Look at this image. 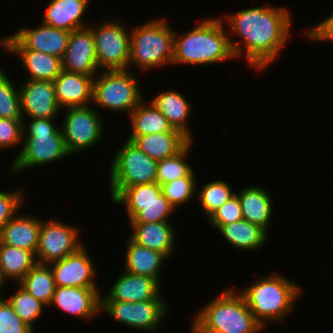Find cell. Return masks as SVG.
<instances>
[{
    "label": "cell",
    "mask_w": 333,
    "mask_h": 333,
    "mask_svg": "<svg viewBox=\"0 0 333 333\" xmlns=\"http://www.w3.org/2000/svg\"><path fill=\"white\" fill-rule=\"evenodd\" d=\"M241 219H243L241 204L238 195L235 194L219 207L207 221L212 225H228Z\"/></svg>",
    "instance_id": "f35d334b"
},
{
    "label": "cell",
    "mask_w": 333,
    "mask_h": 333,
    "mask_svg": "<svg viewBox=\"0 0 333 333\" xmlns=\"http://www.w3.org/2000/svg\"><path fill=\"white\" fill-rule=\"evenodd\" d=\"M69 31L53 28L41 22L36 28L21 27L17 32L4 36L0 40L3 50H34L63 57L67 48Z\"/></svg>",
    "instance_id": "4fadbf2b"
},
{
    "label": "cell",
    "mask_w": 333,
    "mask_h": 333,
    "mask_svg": "<svg viewBox=\"0 0 333 333\" xmlns=\"http://www.w3.org/2000/svg\"><path fill=\"white\" fill-rule=\"evenodd\" d=\"M22 116L28 118H55L62 109L55 97L52 81L26 80L20 88Z\"/></svg>",
    "instance_id": "e0dca14e"
},
{
    "label": "cell",
    "mask_w": 333,
    "mask_h": 333,
    "mask_svg": "<svg viewBox=\"0 0 333 333\" xmlns=\"http://www.w3.org/2000/svg\"><path fill=\"white\" fill-rule=\"evenodd\" d=\"M112 202L126 206L129 223L168 221L175 211L157 182L125 187Z\"/></svg>",
    "instance_id": "9c48e42d"
},
{
    "label": "cell",
    "mask_w": 333,
    "mask_h": 333,
    "mask_svg": "<svg viewBox=\"0 0 333 333\" xmlns=\"http://www.w3.org/2000/svg\"><path fill=\"white\" fill-rule=\"evenodd\" d=\"M193 318L192 333H258L263 326L254 318L242 294L225 288ZM236 290V291H235ZM238 293V294H237Z\"/></svg>",
    "instance_id": "3957f363"
},
{
    "label": "cell",
    "mask_w": 333,
    "mask_h": 333,
    "mask_svg": "<svg viewBox=\"0 0 333 333\" xmlns=\"http://www.w3.org/2000/svg\"><path fill=\"white\" fill-rule=\"evenodd\" d=\"M224 23L221 17H208L183 35L174 30L172 65L204 66L235 58Z\"/></svg>",
    "instance_id": "7a4b0ae2"
},
{
    "label": "cell",
    "mask_w": 333,
    "mask_h": 333,
    "mask_svg": "<svg viewBox=\"0 0 333 333\" xmlns=\"http://www.w3.org/2000/svg\"><path fill=\"white\" fill-rule=\"evenodd\" d=\"M80 231V228L60 220H42L35 254L37 263L49 265L76 252L83 246L79 240Z\"/></svg>",
    "instance_id": "5bb4252c"
},
{
    "label": "cell",
    "mask_w": 333,
    "mask_h": 333,
    "mask_svg": "<svg viewBox=\"0 0 333 333\" xmlns=\"http://www.w3.org/2000/svg\"><path fill=\"white\" fill-rule=\"evenodd\" d=\"M62 133L68 153L76 154L98 144L104 135V122L93 106L65 108Z\"/></svg>",
    "instance_id": "8fae6325"
},
{
    "label": "cell",
    "mask_w": 333,
    "mask_h": 333,
    "mask_svg": "<svg viewBox=\"0 0 333 333\" xmlns=\"http://www.w3.org/2000/svg\"><path fill=\"white\" fill-rule=\"evenodd\" d=\"M145 101L143 100L128 116L132 125L128 138H137L157 132L179 131L170 125L166 117L151 101L148 104Z\"/></svg>",
    "instance_id": "f546056e"
},
{
    "label": "cell",
    "mask_w": 333,
    "mask_h": 333,
    "mask_svg": "<svg viewBox=\"0 0 333 333\" xmlns=\"http://www.w3.org/2000/svg\"><path fill=\"white\" fill-rule=\"evenodd\" d=\"M90 2V0H50L45 8L42 23L69 32L87 27L89 25H86L83 16Z\"/></svg>",
    "instance_id": "603a6c76"
},
{
    "label": "cell",
    "mask_w": 333,
    "mask_h": 333,
    "mask_svg": "<svg viewBox=\"0 0 333 333\" xmlns=\"http://www.w3.org/2000/svg\"><path fill=\"white\" fill-rule=\"evenodd\" d=\"M120 20H105L90 26L101 70L128 69L130 31Z\"/></svg>",
    "instance_id": "30bf717a"
},
{
    "label": "cell",
    "mask_w": 333,
    "mask_h": 333,
    "mask_svg": "<svg viewBox=\"0 0 333 333\" xmlns=\"http://www.w3.org/2000/svg\"><path fill=\"white\" fill-rule=\"evenodd\" d=\"M17 55L29 75L27 80L54 81L62 71L61 58L34 50H7Z\"/></svg>",
    "instance_id": "f1b7e54d"
},
{
    "label": "cell",
    "mask_w": 333,
    "mask_h": 333,
    "mask_svg": "<svg viewBox=\"0 0 333 333\" xmlns=\"http://www.w3.org/2000/svg\"><path fill=\"white\" fill-rule=\"evenodd\" d=\"M23 122L19 119L0 118V148L8 149L23 143Z\"/></svg>",
    "instance_id": "60d3db41"
},
{
    "label": "cell",
    "mask_w": 333,
    "mask_h": 333,
    "mask_svg": "<svg viewBox=\"0 0 333 333\" xmlns=\"http://www.w3.org/2000/svg\"><path fill=\"white\" fill-rule=\"evenodd\" d=\"M0 68V118L23 120L19 88Z\"/></svg>",
    "instance_id": "e575fe53"
},
{
    "label": "cell",
    "mask_w": 333,
    "mask_h": 333,
    "mask_svg": "<svg viewBox=\"0 0 333 333\" xmlns=\"http://www.w3.org/2000/svg\"><path fill=\"white\" fill-rule=\"evenodd\" d=\"M128 140L156 161L176 155L191 141L180 131L157 132Z\"/></svg>",
    "instance_id": "d4e9b609"
},
{
    "label": "cell",
    "mask_w": 333,
    "mask_h": 333,
    "mask_svg": "<svg viewBox=\"0 0 333 333\" xmlns=\"http://www.w3.org/2000/svg\"><path fill=\"white\" fill-rule=\"evenodd\" d=\"M25 194L22 190L0 191V231L2 227L19 212Z\"/></svg>",
    "instance_id": "ab89813d"
},
{
    "label": "cell",
    "mask_w": 333,
    "mask_h": 333,
    "mask_svg": "<svg viewBox=\"0 0 333 333\" xmlns=\"http://www.w3.org/2000/svg\"><path fill=\"white\" fill-rule=\"evenodd\" d=\"M232 191L233 189L230 185L222 179L210 181L200 189L197 197L207 219L236 194V192Z\"/></svg>",
    "instance_id": "836d02e7"
},
{
    "label": "cell",
    "mask_w": 333,
    "mask_h": 333,
    "mask_svg": "<svg viewBox=\"0 0 333 333\" xmlns=\"http://www.w3.org/2000/svg\"><path fill=\"white\" fill-rule=\"evenodd\" d=\"M193 140L190 141L180 152L171 157L158 161L156 182L161 186L169 181L189 175L193 168L187 162Z\"/></svg>",
    "instance_id": "d6a6232c"
},
{
    "label": "cell",
    "mask_w": 333,
    "mask_h": 333,
    "mask_svg": "<svg viewBox=\"0 0 333 333\" xmlns=\"http://www.w3.org/2000/svg\"><path fill=\"white\" fill-rule=\"evenodd\" d=\"M130 71L102 70L100 75L97 74L93 84V104L130 115L144 100L138 77Z\"/></svg>",
    "instance_id": "52a82bcc"
},
{
    "label": "cell",
    "mask_w": 333,
    "mask_h": 333,
    "mask_svg": "<svg viewBox=\"0 0 333 333\" xmlns=\"http://www.w3.org/2000/svg\"><path fill=\"white\" fill-rule=\"evenodd\" d=\"M93 76L62 70L53 81L55 97L61 109L87 106L93 100Z\"/></svg>",
    "instance_id": "ffe728a7"
},
{
    "label": "cell",
    "mask_w": 333,
    "mask_h": 333,
    "mask_svg": "<svg viewBox=\"0 0 333 333\" xmlns=\"http://www.w3.org/2000/svg\"><path fill=\"white\" fill-rule=\"evenodd\" d=\"M127 240L124 271L153 278L161 284L160 270L168 257L162 252L140 246L130 238Z\"/></svg>",
    "instance_id": "484cf974"
},
{
    "label": "cell",
    "mask_w": 333,
    "mask_h": 333,
    "mask_svg": "<svg viewBox=\"0 0 333 333\" xmlns=\"http://www.w3.org/2000/svg\"><path fill=\"white\" fill-rule=\"evenodd\" d=\"M36 263L33 252L0 242V274L5 282L18 283Z\"/></svg>",
    "instance_id": "4dcf8cb0"
},
{
    "label": "cell",
    "mask_w": 333,
    "mask_h": 333,
    "mask_svg": "<svg viewBox=\"0 0 333 333\" xmlns=\"http://www.w3.org/2000/svg\"><path fill=\"white\" fill-rule=\"evenodd\" d=\"M18 290L11 297L7 298L12 305L14 312L20 319L34 329V324L42 314L44 307H47L34 296L30 295L25 289L18 285Z\"/></svg>",
    "instance_id": "d590c367"
},
{
    "label": "cell",
    "mask_w": 333,
    "mask_h": 333,
    "mask_svg": "<svg viewBox=\"0 0 333 333\" xmlns=\"http://www.w3.org/2000/svg\"><path fill=\"white\" fill-rule=\"evenodd\" d=\"M295 282L279 275L278 272L265 275L251 285L239 291L244 297L254 318L265 327L273 321L283 322L301 295V289Z\"/></svg>",
    "instance_id": "277c9868"
},
{
    "label": "cell",
    "mask_w": 333,
    "mask_h": 333,
    "mask_svg": "<svg viewBox=\"0 0 333 333\" xmlns=\"http://www.w3.org/2000/svg\"><path fill=\"white\" fill-rule=\"evenodd\" d=\"M130 239L143 247L162 252L167 257L173 254L176 242L175 230L169 221L150 223H130Z\"/></svg>",
    "instance_id": "44dd1931"
},
{
    "label": "cell",
    "mask_w": 333,
    "mask_h": 333,
    "mask_svg": "<svg viewBox=\"0 0 333 333\" xmlns=\"http://www.w3.org/2000/svg\"><path fill=\"white\" fill-rule=\"evenodd\" d=\"M62 70L95 77L99 72L92 30L89 26L70 33L61 59ZM96 73V74H95Z\"/></svg>",
    "instance_id": "2e32d148"
},
{
    "label": "cell",
    "mask_w": 333,
    "mask_h": 333,
    "mask_svg": "<svg viewBox=\"0 0 333 333\" xmlns=\"http://www.w3.org/2000/svg\"><path fill=\"white\" fill-rule=\"evenodd\" d=\"M109 167V191L113 200L125 187L156 183L158 161L128 139L117 149Z\"/></svg>",
    "instance_id": "ba28073f"
},
{
    "label": "cell",
    "mask_w": 333,
    "mask_h": 333,
    "mask_svg": "<svg viewBox=\"0 0 333 333\" xmlns=\"http://www.w3.org/2000/svg\"><path fill=\"white\" fill-rule=\"evenodd\" d=\"M130 30L128 68L134 64L146 72L152 68L172 65L175 31L165 17L152 19Z\"/></svg>",
    "instance_id": "8992f818"
},
{
    "label": "cell",
    "mask_w": 333,
    "mask_h": 333,
    "mask_svg": "<svg viewBox=\"0 0 333 333\" xmlns=\"http://www.w3.org/2000/svg\"><path fill=\"white\" fill-rule=\"evenodd\" d=\"M151 102L162 112L174 129L193 140L192 133L186 124L192 108L188 99L180 91L174 89L163 91L153 97Z\"/></svg>",
    "instance_id": "83f0119b"
},
{
    "label": "cell",
    "mask_w": 333,
    "mask_h": 333,
    "mask_svg": "<svg viewBox=\"0 0 333 333\" xmlns=\"http://www.w3.org/2000/svg\"><path fill=\"white\" fill-rule=\"evenodd\" d=\"M39 219L34 215L17 213L2 227L0 242L36 254L42 221Z\"/></svg>",
    "instance_id": "7402d4cb"
},
{
    "label": "cell",
    "mask_w": 333,
    "mask_h": 333,
    "mask_svg": "<svg viewBox=\"0 0 333 333\" xmlns=\"http://www.w3.org/2000/svg\"><path fill=\"white\" fill-rule=\"evenodd\" d=\"M64 313L90 320L101 314V294L98 288L56 286L52 302Z\"/></svg>",
    "instance_id": "ac0fdd59"
},
{
    "label": "cell",
    "mask_w": 333,
    "mask_h": 333,
    "mask_svg": "<svg viewBox=\"0 0 333 333\" xmlns=\"http://www.w3.org/2000/svg\"><path fill=\"white\" fill-rule=\"evenodd\" d=\"M225 17L223 21L230 26V32L241 37L244 44L229 38L235 58L239 59L244 53L245 60L254 70L262 71L276 61L291 37L292 17L285 7H251Z\"/></svg>",
    "instance_id": "6da1fadb"
},
{
    "label": "cell",
    "mask_w": 333,
    "mask_h": 333,
    "mask_svg": "<svg viewBox=\"0 0 333 333\" xmlns=\"http://www.w3.org/2000/svg\"><path fill=\"white\" fill-rule=\"evenodd\" d=\"M307 32L304 33L305 37L309 38L313 42L318 41H332L333 40V14L327 19L319 22L318 24L310 27Z\"/></svg>",
    "instance_id": "b9f144b4"
},
{
    "label": "cell",
    "mask_w": 333,
    "mask_h": 333,
    "mask_svg": "<svg viewBox=\"0 0 333 333\" xmlns=\"http://www.w3.org/2000/svg\"><path fill=\"white\" fill-rule=\"evenodd\" d=\"M228 244L240 251L260 249L268 239V233L258 225L241 219L228 225H213Z\"/></svg>",
    "instance_id": "4316f807"
},
{
    "label": "cell",
    "mask_w": 333,
    "mask_h": 333,
    "mask_svg": "<svg viewBox=\"0 0 333 333\" xmlns=\"http://www.w3.org/2000/svg\"><path fill=\"white\" fill-rule=\"evenodd\" d=\"M0 333H34V329L14 312L7 299H0Z\"/></svg>",
    "instance_id": "74e56055"
},
{
    "label": "cell",
    "mask_w": 333,
    "mask_h": 333,
    "mask_svg": "<svg viewBox=\"0 0 333 333\" xmlns=\"http://www.w3.org/2000/svg\"><path fill=\"white\" fill-rule=\"evenodd\" d=\"M124 272V273H123ZM108 294H101V301L143 302L163 300L161 284L150 277L123 271Z\"/></svg>",
    "instance_id": "d6986e66"
},
{
    "label": "cell",
    "mask_w": 333,
    "mask_h": 333,
    "mask_svg": "<svg viewBox=\"0 0 333 333\" xmlns=\"http://www.w3.org/2000/svg\"><path fill=\"white\" fill-rule=\"evenodd\" d=\"M17 284L47 307L51 304L56 285L49 265L36 263Z\"/></svg>",
    "instance_id": "1f68e13d"
},
{
    "label": "cell",
    "mask_w": 333,
    "mask_h": 333,
    "mask_svg": "<svg viewBox=\"0 0 333 333\" xmlns=\"http://www.w3.org/2000/svg\"><path fill=\"white\" fill-rule=\"evenodd\" d=\"M195 171L193 170L189 175L177 178L161 185L162 194L168 199L170 204L177 208L180 205L191 200L197 190Z\"/></svg>",
    "instance_id": "8d00e7d4"
},
{
    "label": "cell",
    "mask_w": 333,
    "mask_h": 333,
    "mask_svg": "<svg viewBox=\"0 0 333 333\" xmlns=\"http://www.w3.org/2000/svg\"><path fill=\"white\" fill-rule=\"evenodd\" d=\"M49 266L53 271L56 286L98 288L95 281L97 270L85 245Z\"/></svg>",
    "instance_id": "9a60e30c"
},
{
    "label": "cell",
    "mask_w": 333,
    "mask_h": 333,
    "mask_svg": "<svg viewBox=\"0 0 333 333\" xmlns=\"http://www.w3.org/2000/svg\"><path fill=\"white\" fill-rule=\"evenodd\" d=\"M238 195L243 219L260 226L268 233L273 216V200L271 195L258 185L246 186Z\"/></svg>",
    "instance_id": "cb8c5ba5"
},
{
    "label": "cell",
    "mask_w": 333,
    "mask_h": 333,
    "mask_svg": "<svg viewBox=\"0 0 333 333\" xmlns=\"http://www.w3.org/2000/svg\"><path fill=\"white\" fill-rule=\"evenodd\" d=\"M101 313L139 331H156L167 316L168 305L163 300L143 302L101 301Z\"/></svg>",
    "instance_id": "7c38bea8"
},
{
    "label": "cell",
    "mask_w": 333,
    "mask_h": 333,
    "mask_svg": "<svg viewBox=\"0 0 333 333\" xmlns=\"http://www.w3.org/2000/svg\"><path fill=\"white\" fill-rule=\"evenodd\" d=\"M4 282H5V281L2 279L1 274H0V292H1V290H3L2 287H5ZM0 294H1V293H0ZM1 298H3L2 295L0 296V299H1Z\"/></svg>",
    "instance_id": "7bdbcfd3"
},
{
    "label": "cell",
    "mask_w": 333,
    "mask_h": 333,
    "mask_svg": "<svg viewBox=\"0 0 333 333\" xmlns=\"http://www.w3.org/2000/svg\"><path fill=\"white\" fill-rule=\"evenodd\" d=\"M31 119L28 128L25 118L22 120L23 147L10 165L9 173L13 175L71 156L67 151L61 127L55 125L54 118Z\"/></svg>",
    "instance_id": "5b68a950"
}]
</instances>
